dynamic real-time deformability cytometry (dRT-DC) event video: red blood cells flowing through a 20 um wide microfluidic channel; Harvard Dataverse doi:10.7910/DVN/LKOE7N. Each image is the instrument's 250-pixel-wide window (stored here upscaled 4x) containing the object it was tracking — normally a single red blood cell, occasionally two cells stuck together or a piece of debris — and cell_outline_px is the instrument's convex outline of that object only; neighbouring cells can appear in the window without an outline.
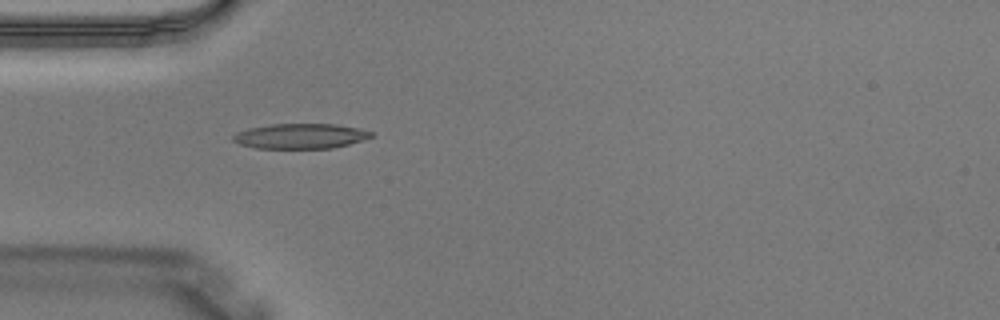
{"species": "Egyptian fruit bat (a non-hibernating species)", "species_latin": "Rousettus aegyptiacus", "temperature_condition": "warm", "stored_images_in_passage": 3, "camera_frame_rate_fps": 3000, "um_per_image_px": 0.085, "animal": {"sex": "male"}, "frame": {"image": 1, "passage_image": 3, "time_ms": 0.667, "image_size_px": [1000, 320], "cell_outline_px": [[372, 136], [364, 140], [332, 148], [256, 148], [240, 144], [232, 140], [232, 136], [236, 132], [248, 128], [272, 124], [336, 124], [360, 128], [372, 132]], "centroid_in_image_um": [25.53, 11.56], "position_along_channel_um": 59.5, "area_um2": 20.17}}